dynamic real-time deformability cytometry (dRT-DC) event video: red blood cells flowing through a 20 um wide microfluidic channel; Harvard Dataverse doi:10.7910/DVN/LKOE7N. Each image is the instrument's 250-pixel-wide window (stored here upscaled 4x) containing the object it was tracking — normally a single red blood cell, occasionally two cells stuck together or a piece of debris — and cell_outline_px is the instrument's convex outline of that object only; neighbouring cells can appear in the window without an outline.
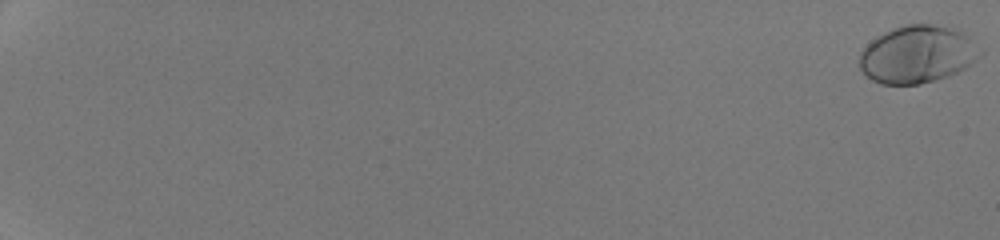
{"species": "human", "species_latin": "Homo sapiens", "temperature_condition": "room temperature", "stored_images_in_passage": 9, "camera_frame_rate_fps": 3000, "um_per_image_px": 0.085, "donor": {"sex": "male"}, "frame": {"image": 1, "passage_image": 1, "time_ms": 0.0, "image_size_px": [1000, 240], "cell_outline_px": [[984, 52], [976, 60], [964, 68], [948, 76], [920, 84], [880, 84], [872, 80], [860, 68], [860, 52], [876, 36], [892, 28], [904, 24], [932, 24], [948, 28], [960, 32], [968, 36], [984, 48]], "centroid_in_image_um": [78.0, 4.62], "position_along_channel_um": 7.0, "area_um2": 40.4}}